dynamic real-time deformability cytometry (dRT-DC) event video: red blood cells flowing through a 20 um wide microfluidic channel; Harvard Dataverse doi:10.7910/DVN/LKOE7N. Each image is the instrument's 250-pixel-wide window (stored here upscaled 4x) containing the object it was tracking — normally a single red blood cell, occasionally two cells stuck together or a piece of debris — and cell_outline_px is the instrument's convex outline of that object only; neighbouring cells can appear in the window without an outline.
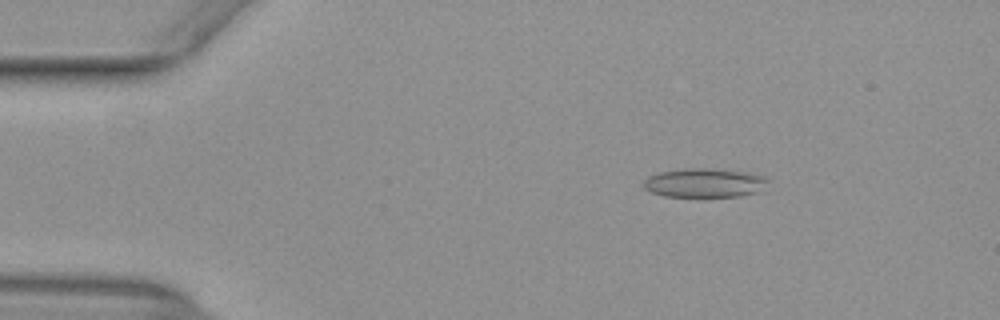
{"species": "common noctule bat (a hibernating species)", "species_latin": "Nyctalus noctula", "temperature_condition": "warm", "stored_images_in_passage": 52, "camera_frame_rate_fps": 3000, "um_per_image_px": 0.085, "animal": {"sex": "female", "body_mass_g": 29.2, "forearm_length_mm": 56.3}, "frame": {"image": 1, "passage_image": 8, "time_ms": 2.333, "image_size_px": [1000, 320], "cell_outline_px": [[772, 180], [764, 192], [740, 196], [704, 200], [664, 196], [652, 192], [644, 188], [640, 184], [648, 176], [660, 172], [684, 168], [708, 168], [744, 172], [764, 176]], "centroid_in_image_um": [59.94, 15.6], "position_along_channel_um": 25.1, "area_um2": 22.54}}
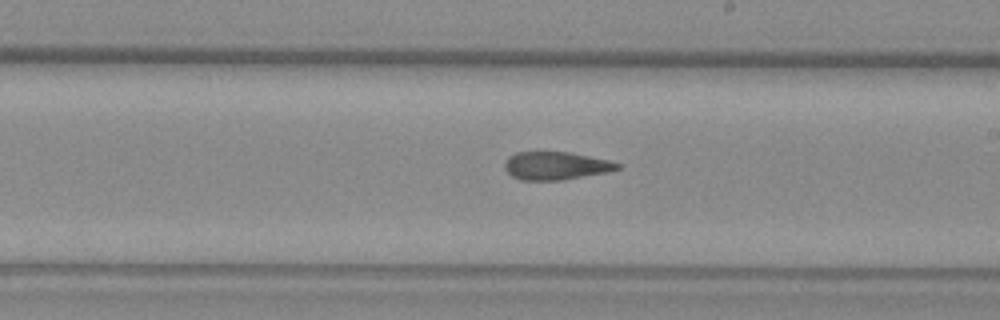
{"frame": {"image": 2, "passage_image": 30, "time_ms": 9.667, "image_size_px": [1000, 320], "cell_outline_px": [[624, 164], [620, 168], [608, 172], [564, 180], [520, 180], [512, 176], [504, 168], [504, 160], [508, 156], [516, 152], [572, 152], [608, 160]], "centroid_in_image_um": [47.26, 14.09], "position_along_channel_um": 241.7, "area_um2": 18.67}}
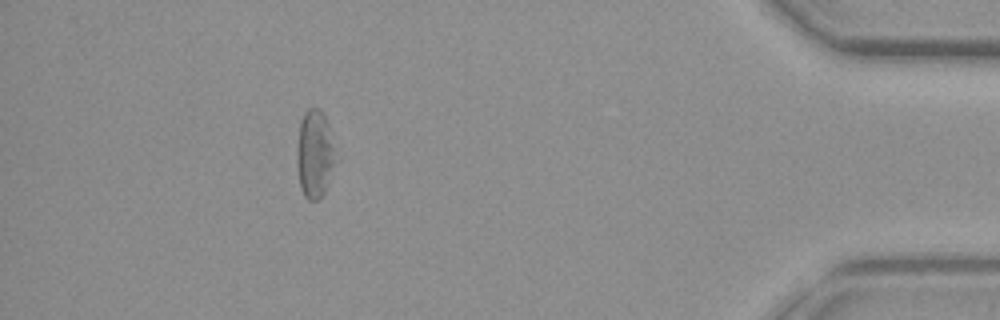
{"frame": {"image": 3, "passage_image": 47, "time_ms": 15.333, "image_size_px": [1000, 320], "cell_outline_px": [[340, 160], [320, 200], [308, 200], [304, 196], [300, 188], [296, 168], [296, 156], [300, 120], [304, 112], [308, 108], [320, 108], [328, 124]], "centroid_in_image_um": [26.79, 13.13], "position_along_channel_um": 408.4, "area_um2": 20.87}, "authors_computed_cell_mechanics": {"area_um2": 20.4034, "velocity_mm_per_s": 3.9409, "shape_relaxation_time_tau1_ms": null, "shape_relaxation_time_tau2_ms": 2.8016, "deformation_change_tau1": null, "deformation_change_tau2": 0.1302}}